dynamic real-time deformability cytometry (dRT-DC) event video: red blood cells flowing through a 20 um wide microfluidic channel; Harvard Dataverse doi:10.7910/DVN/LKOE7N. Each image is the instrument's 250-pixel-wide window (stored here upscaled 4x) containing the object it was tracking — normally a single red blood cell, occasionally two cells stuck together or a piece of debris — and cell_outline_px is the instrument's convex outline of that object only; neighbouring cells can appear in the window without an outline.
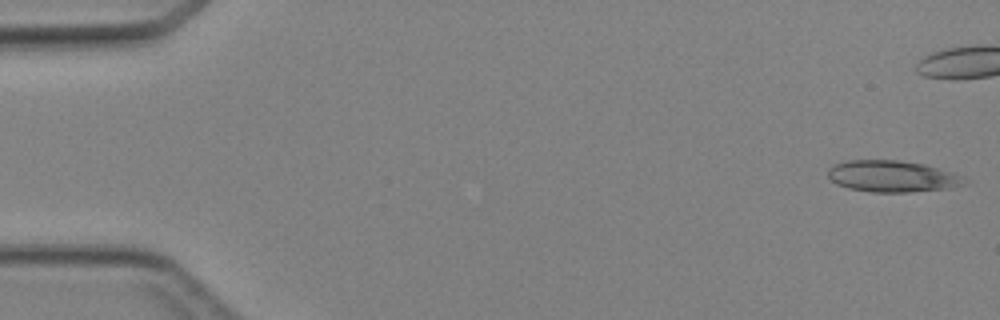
{"species": "Egyptian fruit bat (a non-hibernating species)", "species_latin": "Rousettus aegyptiacus", "temperature_condition": "cold", "stored_images_in_passage": 46, "camera_frame_rate_fps": 3000, "um_per_image_px": 0.085, "animal": {"sex": "female"}, "frame": {"image": 1, "passage_image": 1, "time_ms": 0.0, "image_size_px": [1000, 320], "cell_outline_px": [[968, 184], [952, 188], [908, 192], [872, 192], [848, 188], [836, 184], [828, 176], [828, 168], [844, 160], [896, 160], [924, 164], [956, 172], [964, 176]], "centroid_in_image_um": [75.9, 14.99], "position_along_channel_um": 9.1, "area_um2": 25.37}}
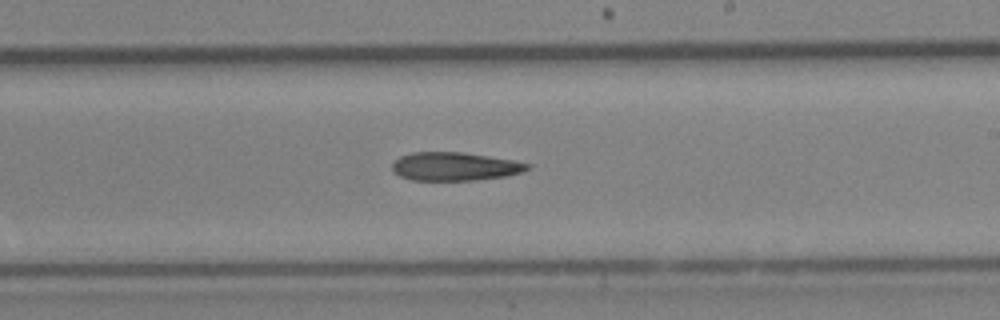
{"frame": {"image": 2, "passage_image": 27, "time_ms": 8.667, "image_size_px": [1000, 320], "cell_outline_px": [[532, 168], [524, 172], [504, 176], [472, 180], [412, 180], [400, 176], [392, 172], [392, 164], [400, 156], [412, 152], [460, 152], [488, 156], [512, 160], [532, 164]], "centroid_in_image_um": [38.66, 14.15], "position_along_channel_um": 250.3, "area_um2": 22.37}}
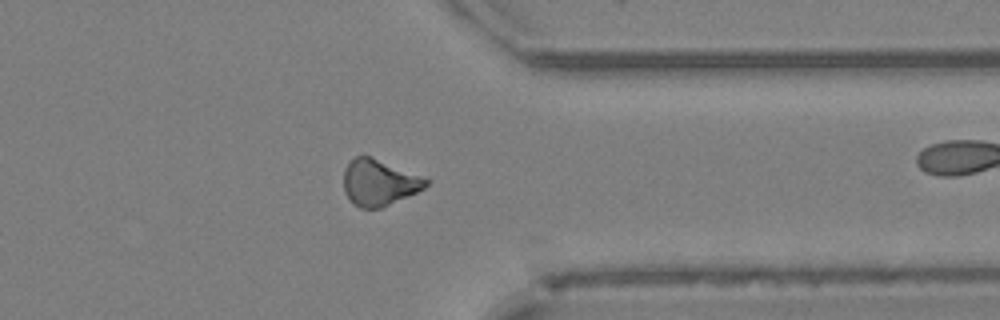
{"frame": {"image": 3, "passage_image": 36, "time_ms": 11.667, "image_size_px": [1000, 320], "cell_outline_px": [[432, 180], [424, 188], [408, 196], [380, 208], [360, 208], [344, 192], [344, 168], [356, 156], [372, 156]], "centroid_in_image_um": [32.24, 15.5], "position_along_channel_um": 379.2, "area_um2": 21.96}}